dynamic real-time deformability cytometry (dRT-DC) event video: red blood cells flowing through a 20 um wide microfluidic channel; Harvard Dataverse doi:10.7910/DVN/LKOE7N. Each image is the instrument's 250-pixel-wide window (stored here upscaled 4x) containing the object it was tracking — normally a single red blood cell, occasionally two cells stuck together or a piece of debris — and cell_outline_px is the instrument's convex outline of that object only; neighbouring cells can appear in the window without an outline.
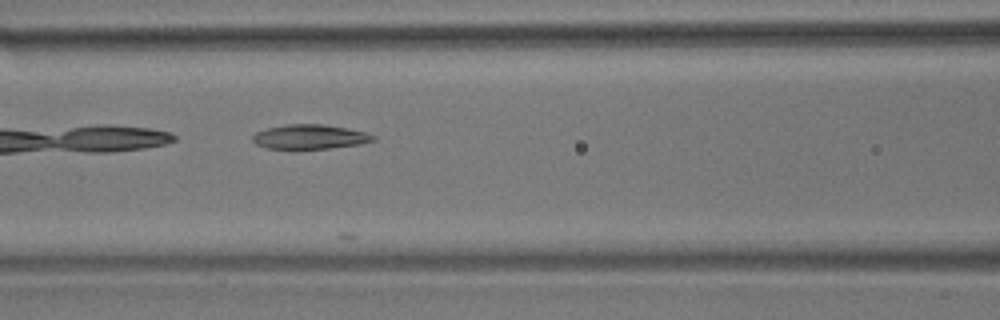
{"species": "common noctule bat (a hibernating species)", "species_latin": "Nyctalus noctula", "temperature_condition": "room temperature", "stored_images_in_passage": 8, "camera_frame_rate_fps": 3000, "um_per_image_px": 0.085, "animal": {"sex": "male", "body_mass_g": 17.9}, "frame": {"image": 1, "passage_image": 8, "time_ms": 2.333, "image_size_px": [1000, 320], "cell_outline_px": [[376, 140], [360, 144], [328, 148], [268, 148], [256, 144], [252, 140], [252, 136], [256, 132], [268, 128], [288, 124], [324, 124], [348, 128], [368, 132], [376, 136]], "centroid_in_image_um": [26.39, 11.61], "position_along_channel_um": 140.2, "area_um2": 17.11}}